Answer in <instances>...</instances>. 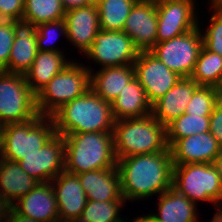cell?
Instances as JSON below:
<instances>
[{
  "mask_svg": "<svg viewBox=\"0 0 222 222\" xmlns=\"http://www.w3.org/2000/svg\"><path fill=\"white\" fill-rule=\"evenodd\" d=\"M117 170L126 202L149 199L172 187L173 160L170 148L153 154L119 158Z\"/></svg>",
  "mask_w": 222,
  "mask_h": 222,
  "instance_id": "1",
  "label": "cell"
},
{
  "mask_svg": "<svg viewBox=\"0 0 222 222\" xmlns=\"http://www.w3.org/2000/svg\"><path fill=\"white\" fill-rule=\"evenodd\" d=\"M57 134L61 136L113 132L111 103L100 98L91 88L82 96L67 102L52 116Z\"/></svg>",
  "mask_w": 222,
  "mask_h": 222,
  "instance_id": "2",
  "label": "cell"
},
{
  "mask_svg": "<svg viewBox=\"0 0 222 222\" xmlns=\"http://www.w3.org/2000/svg\"><path fill=\"white\" fill-rule=\"evenodd\" d=\"M65 171L81 174L117 168L113 132H88L64 136Z\"/></svg>",
  "mask_w": 222,
  "mask_h": 222,
  "instance_id": "3",
  "label": "cell"
},
{
  "mask_svg": "<svg viewBox=\"0 0 222 222\" xmlns=\"http://www.w3.org/2000/svg\"><path fill=\"white\" fill-rule=\"evenodd\" d=\"M117 159L166 151V127L151 114L142 118L116 120L113 127Z\"/></svg>",
  "mask_w": 222,
  "mask_h": 222,
  "instance_id": "4",
  "label": "cell"
},
{
  "mask_svg": "<svg viewBox=\"0 0 222 222\" xmlns=\"http://www.w3.org/2000/svg\"><path fill=\"white\" fill-rule=\"evenodd\" d=\"M56 134L52 117L38 114L20 123L1 127V158L10 161L37 153Z\"/></svg>",
  "mask_w": 222,
  "mask_h": 222,
  "instance_id": "5",
  "label": "cell"
},
{
  "mask_svg": "<svg viewBox=\"0 0 222 222\" xmlns=\"http://www.w3.org/2000/svg\"><path fill=\"white\" fill-rule=\"evenodd\" d=\"M84 65L72 61L36 94L40 115L51 117L67 102L84 95L91 88L90 72Z\"/></svg>",
  "mask_w": 222,
  "mask_h": 222,
  "instance_id": "6",
  "label": "cell"
},
{
  "mask_svg": "<svg viewBox=\"0 0 222 222\" xmlns=\"http://www.w3.org/2000/svg\"><path fill=\"white\" fill-rule=\"evenodd\" d=\"M172 187L190 201L213 203L222 195V183L213 164L173 165Z\"/></svg>",
  "mask_w": 222,
  "mask_h": 222,
  "instance_id": "7",
  "label": "cell"
},
{
  "mask_svg": "<svg viewBox=\"0 0 222 222\" xmlns=\"http://www.w3.org/2000/svg\"><path fill=\"white\" fill-rule=\"evenodd\" d=\"M36 95L22 74L0 71V127L37 116Z\"/></svg>",
  "mask_w": 222,
  "mask_h": 222,
  "instance_id": "8",
  "label": "cell"
},
{
  "mask_svg": "<svg viewBox=\"0 0 222 222\" xmlns=\"http://www.w3.org/2000/svg\"><path fill=\"white\" fill-rule=\"evenodd\" d=\"M202 47L203 36L198 25L183 35L156 43L150 52L180 77H191Z\"/></svg>",
  "mask_w": 222,
  "mask_h": 222,
  "instance_id": "9",
  "label": "cell"
},
{
  "mask_svg": "<svg viewBox=\"0 0 222 222\" xmlns=\"http://www.w3.org/2000/svg\"><path fill=\"white\" fill-rule=\"evenodd\" d=\"M139 53L134 41L124 31L100 30L84 55L104 68L133 64Z\"/></svg>",
  "mask_w": 222,
  "mask_h": 222,
  "instance_id": "10",
  "label": "cell"
},
{
  "mask_svg": "<svg viewBox=\"0 0 222 222\" xmlns=\"http://www.w3.org/2000/svg\"><path fill=\"white\" fill-rule=\"evenodd\" d=\"M196 0H164L156 2V43L183 35L199 25ZM197 13V14H196Z\"/></svg>",
  "mask_w": 222,
  "mask_h": 222,
  "instance_id": "11",
  "label": "cell"
},
{
  "mask_svg": "<svg viewBox=\"0 0 222 222\" xmlns=\"http://www.w3.org/2000/svg\"><path fill=\"white\" fill-rule=\"evenodd\" d=\"M133 67L135 78L144 88L151 104L163 97L182 78L150 51H140Z\"/></svg>",
  "mask_w": 222,
  "mask_h": 222,
  "instance_id": "12",
  "label": "cell"
},
{
  "mask_svg": "<svg viewBox=\"0 0 222 222\" xmlns=\"http://www.w3.org/2000/svg\"><path fill=\"white\" fill-rule=\"evenodd\" d=\"M21 169L38 182H50L65 171L64 136L55 134L43 147L18 161Z\"/></svg>",
  "mask_w": 222,
  "mask_h": 222,
  "instance_id": "13",
  "label": "cell"
},
{
  "mask_svg": "<svg viewBox=\"0 0 222 222\" xmlns=\"http://www.w3.org/2000/svg\"><path fill=\"white\" fill-rule=\"evenodd\" d=\"M123 31L134 41L140 51H150L156 44V2L138 0L132 7Z\"/></svg>",
  "mask_w": 222,
  "mask_h": 222,
  "instance_id": "14",
  "label": "cell"
},
{
  "mask_svg": "<svg viewBox=\"0 0 222 222\" xmlns=\"http://www.w3.org/2000/svg\"><path fill=\"white\" fill-rule=\"evenodd\" d=\"M64 20L66 22V39L79 50L78 52H83L84 55L101 30L97 6L89 5L67 11Z\"/></svg>",
  "mask_w": 222,
  "mask_h": 222,
  "instance_id": "15",
  "label": "cell"
},
{
  "mask_svg": "<svg viewBox=\"0 0 222 222\" xmlns=\"http://www.w3.org/2000/svg\"><path fill=\"white\" fill-rule=\"evenodd\" d=\"M13 33V45L4 72L25 75L38 51L36 25L24 19L14 20Z\"/></svg>",
  "mask_w": 222,
  "mask_h": 222,
  "instance_id": "16",
  "label": "cell"
},
{
  "mask_svg": "<svg viewBox=\"0 0 222 222\" xmlns=\"http://www.w3.org/2000/svg\"><path fill=\"white\" fill-rule=\"evenodd\" d=\"M20 215L40 222L59 220L55 191L50 182H39L27 195L12 205Z\"/></svg>",
  "mask_w": 222,
  "mask_h": 222,
  "instance_id": "17",
  "label": "cell"
},
{
  "mask_svg": "<svg viewBox=\"0 0 222 222\" xmlns=\"http://www.w3.org/2000/svg\"><path fill=\"white\" fill-rule=\"evenodd\" d=\"M221 149L222 147L210 131L179 139L170 148L173 165L212 164Z\"/></svg>",
  "mask_w": 222,
  "mask_h": 222,
  "instance_id": "18",
  "label": "cell"
},
{
  "mask_svg": "<svg viewBox=\"0 0 222 222\" xmlns=\"http://www.w3.org/2000/svg\"><path fill=\"white\" fill-rule=\"evenodd\" d=\"M51 184L55 191L59 219L78 220L87 202L78 176L64 171Z\"/></svg>",
  "mask_w": 222,
  "mask_h": 222,
  "instance_id": "19",
  "label": "cell"
},
{
  "mask_svg": "<svg viewBox=\"0 0 222 222\" xmlns=\"http://www.w3.org/2000/svg\"><path fill=\"white\" fill-rule=\"evenodd\" d=\"M198 87L190 77H182L163 97L152 104L151 115L166 127L185 113L186 106Z\"/></svg>",
  "mask_w": 222,
  "mask_h": 222,
  "instance_id": "20",
  "label": "cell"
},
{
  "mask_svg": "<svg viewBox=\"0 0 222 222\" xmlns=\"http://www.w3.org/2000/svg\"><path fill=\"white\" fill-rule=\"evenodd\" d=\"M90 72V87L104 101L111 103L135 77L133 64L104 67ZM93 69V70H92ZM95 72V73H94Z\"/></svg>",
  "mask_w": 222,
  "mask_h": 222,
  "instance_id": "21",
  "label": "cell"
},
{
  "mask_svg": "<svg viewBox=\"0 0 222 222\" xmlns=\"http://www.w3.org/2000/svg\"><path fill=\"white\" fill-rule=\"evenodd\" d=\"M76 175L86 193L87 200H125L122 196L117 168L99 169Z\"/></svg>",
  "mask_w": 222,
  "mask_h": 222,
  "instance_id": "22",
  "label": "cell"
},
{
  "mask_svg": "<svg viewBox=\"0 0 222 222\" xmlns=\"http://www.w3.org/2000/svg\"><path fill=\"white\" fill-rule=\"evenodd\" d=\"M157 213L146 216L153 222H198L195 202L179 193L173 187L158 196Z\"/></svg>",
  "mask_w": 222,
  "mask_h": 222,
  "instance_id": "23",
  "label": "cell"
},
{
  "mask_svg": "<svg viewBox=\"0 0 222 222\" xmlns=\"http://www.w3.org/2000/svg\"><path fill=\"white\" fill-rule=\"evenodd\" d=\"M114 120L126 118H142L152 112V104L148 101L144 88L134 79L111 102Z\"/></svg>",
  "mask_w": 222,
  "mask_h": 222,
  "instance_id": "24",
  "label": "cell"
},
{
  "mask_svg": "<svg viewBox=\"0 0 222 222\" xmlns=\"http://www.w3.org/2000/svg\"><path fill=\"white\" fill-rule=\"evenodd\" d=\"M72 61L66 59L64 52L37 51L33 64L24 75L31 91L36 95Z\"/></svg>",
  "mask_w": 222,
  "mask_h": 222,
  "instance_id": "25",
  "label": "cell"
},
{
  "mask_svg": "<svg viewBox=\"0 0 222 222\" xmlns=\"http://www.w3.org/2000/svg\"><path fill=\"white\" fill-rule=\"evenodd\" d=\"M39 182L16 161L0 157V195L11 205L27 195Z\"/></svg>",
  "mask_w": 222,
  "mask_h": 222,
  "instance_id": "26",
  "label": "cell"
},
{
  "mask_svg": "<svg viewBox=\"0 0 222 222\" xmlns=\"http://www.w3.org/2000/svg\"><path fill=\"white\" fill-rule=\"evenodd\" d=\"M190 78L199 86L219 88L222 85V56L203 46Z\"/></svg>",
  "mask_w": 222,
  "mask_h": 222,
  "instance_id": "27",
  "label": "cell"
},
{
  "mask_svg": "<svg viewBox=\"0 0 222 222\" xmlns=\"http://www.w3.org/2000/svg\"><path fill=\"white\" fill-rule=\"evenodd\" d=\"M138 0H102L98 5L100 29L123 31L126 19Z\"/></svg>",
  "mask_w": 222,
  "mask_h": 222,
  "instance_id": "28",
  "label": "cell"
},
{
  "mask_svg": "<svg viewBox=\"0 0 222 222\" xmlns=\"http://www.w3.org/2000/svg\"><path fill=\"white\" fill-rule=\"evenodd\" d=\"M210 116L184 113L166 126V142L171 148L179 139L209 132Z\"/></svg>",
  "mask_w": 222,
  "mask_h": 222,
  "instance_id": "29",
  "label": "cell"
},
{
  "mask_svg": "<svg viewBox=\"0 0 222 222\" xmlns=\"http://www.w3.org/2000/svg\"><path fill=\"white\" fill-rule=\"evenodd\" d=\"M61 0H25L22 19L34 25L64 19Z\"/></svg>",
  "mask_w": 222,
  "mask_h": 222,
  "instance_id": "30",
  "label": "cell"
},
{
  "mask_svg": "<svg viewBox=\"0 0 222 222\" xmlns=\"http://www.w3.org/2000/svg\"><path fill=\"white\" fill-rule=\"evenodd\" d=\"M126 200L93 201L87 200L78 222H118L121 208Z\"/></svg>",
  "mask_w": 222,
  "mask_h": 222,
  "instance_id": "31",
  "label": "cell"
},
{
  "mask_svg": "<svg viewBox=\"0 0 222 222\" xmlns=\"http://www.w3.org/2000/svg\"><path fill=\"white\" fill-rule=\"evenodd\" d=\"M213 13L207 29L200 28L203 36V46L215 54L222 56V5L217 0H208ZM204 31V32H203Z\"/></svg>",
  "mask_w": 222,
  "mask_h": 222,
  "instance_id": "32",
  "label": "cell"
},
{
  "mask_svg": "<svg viewBox=\"0 0 222 222\" xmlns=\"http://www.w3.org/2000/svg\"><path fill=\"white\" fill-rule=\"evenodd\" d=\"M219 103V89L212 86H199L186 106L185 113L210 116Z\"/></svg>",
  "mask_w": 222,
  "mask_h": 222,
  "instance_id": "33",
  "label": "cell"
},
{
  "mask_svg": "<svg viewBox=\"0 0 222 222\" xmlns=\"http://www.w3.org/2000/svg\"><path fill=\"white\" fill-rule=\"evenodd\" d=\"M66 33V22L64 19L38 24L36 26L37 50L62 52L59 50L60 48L52 46V44H55L61 35L66 39Z\"/></svg>",
  "mask_w": 222,
  "mask_h": 222,
  "instance_id": "34",
  "label": "cell"
},
{
  "mask_svg": "<svg viewBox=\"0 0 222 222\" xmlns=\"http://www.w3.org/2000/svg\"><path fill=\"white\" fill-rule=\"evenodd\" d=\"M13 40V21L0 20V71H4L8 65Z\"/></svg>",
  "mask_w": 222,
  "mask_h": 222,
  "instance_id": "35",
  "label": "cell"
},
{
  "mask_svg": "<svg viewBox=\"0 0 222 222\" xmlns=\"http://www.w3.org/2000/svg\"><path fill=\"white\" fill-rule=\"evenodd\" d=\"M25 0H0V20L22 19Z\"/></svg>",
  "mask_w": 222,
  "mask_h": 222,
  "instance_id": "36",
  "label": "cell"
},
{
  "mask_svg": "<svg viewBox=\"0 0 222 222\" xmlns=\"http://www.w3.org/2000/svg\"><path fill=\"white\" fill-rule=\"evenodd\" d=\"M209 131L222 147V104L220 102L210 115Z\"/></svg>",
  "mask_w": 222,
  "mask_h": 222,
  "instance_id": "37",
  "label": "cell"
},
{
  "mask_svg": "<svg viewBox=\"0 0 222 222\" xmlns=\"http://www.w3.org/2000/svg\"><path fill=\"white\" fill-rule=\"evenodd\" d=\"M65 12L88 6V0H61Z\"/></svg>",
  "mask_w": 222,
  "mask_h": 222,
  "instance_id": "38",
  "label": "cell"
},
{
  "mask_svg": "<svg viewBox=\"0 0 222 222\" xmlns=\"http://www.w3.org/2000/svg\"><path fill=\"white\" fill-rule=\"evenodd\" d=\"M12 209V205L0 195V219L7 216Z\"/></svg>",
  "mask_w": 222,
  "mask_h": 222,
  "instance_id": "39",
  "label": "cell"
},
{
  "mask_svg": "<svg viewBox=\"0 0 222 222\" xmlns=\"http://www.w3.org/2000/svg\"><path fill=\"white\" fill-rule=\"evenodd\" d=\"M12 222H40L28 217H24L20 214H18L13 208H12Z\"/></svg>",
  "mask_w": 222,
  "mask_h": 222,
  "instance_id": "40",
  "label": "cell"
},
{
  "mask_svg": "<svg viewBox=\"0 0 222 222\" xmlns=\"http://www.w3.org/2000/svg\"><path fill=\"white\" fill-rule=\"evenodd\" d=\"M212 164L214 165V167L218 171V174L220 176V180H221V183H222V149H221L220 153L217 155V157L215 158V160L213 161Z\"/></svg>",
  "mask_w": 222,
  "mask_h": 222,
  "instance_id": "41",
  "label": "cell"
},
{
  "mask_svg": "<svg viewBox=\"0 0 222 222\" xmlns=\"http://www.w3.org/2000/svg\"><path fill=\"white\" fill-rule=\"evenodd\" d=\"M216 206L213 216L222 220V195L215 201L214 207Z\"/></svg>",
  "mask_w": 222,
  "mask_h": 222,
  "instance_id": "42",
  "label": "cell"
},
{
  "mask_svg": "<svg viewBox=\"0 0 222 222\" xmlns=\"http://www.w3.org/2000/svg\"><path fill=\"white\" fill-rule=\"evenodd\" d=\"M136 222H153L151 219H149L146 215H140L136 218Z\"/></svg>",
  "mask_w": 222,
  "mask_h": 222,
  "instance_id": "43",
  "label": "cell"
},
{
  "mask_svg": "<svg viewBox=\"0 0 222 222\" xmlns=\"http://www.w3.org/2000/svg\"><path fill=\"white\" fill-rule=\"evenodd\" d=\"M0 222H12V209L7 216L0 219Z\"/></svg>",
  "mask_w": 222,
  "mask_h": 222,
  "instance_id": "44",
  "label": "cell"
},
{
  "mask_svg": "<svg viewBox=\"0 0 222 222\" xmlns=\"http://www.w3.org/2000/svg\"><path fill=\"white\" fill-rule=\"evenodd\" d=\"M102 0H88V6L94 5L97 6Z\"/></svg>",
  "mask_w": 222,
  "mask_h": 222,
  "instance_id": "45",
  "label": "cell"
},
{
  "mask_svg": "<svg viewBox=\"0 0 222 222\" xmlns=\"http://www.w3.org/2000/svg\"><path fill=\"white\" fill-rule=\"evenodd\" d=\"M218 89H219V102L222 104V85Z\"/></svg>",
  "mask_w": 222,
  "mask_h": 222,
  "instance_id": "46",
  "label": "cell"
},
{
  "mask_svg": "<svg viewBox=\"0 0 222 222\" xmlns=\"http://www.w3.org/2000/svg\"><path fill=\"white\" fill-rule=\"evenodd\" d=\"M133 218H134V219L132 220V222H136V218H137V217H133ZM127 219H128V218H126V221H125L124 218L122 217V219L119 220L118 222H131V220L128 221Z\"/></svg>",
  "mask_w": 222,
  "mask_h": 222,
  "instance_id": "47",
  "label": "cell"
},
{
  "mask_svg": "<svg viewBox=\"0 0 222 222\" xmlns=\"http://www.w3.org/2000/svg\"><path fill=\"white\" fill-rule=\"evenodd\" d=\"M198 222H199V221H198ZM209 222H222V220H221V219H218V218H216V217L214 216V217H212V220L209 221Z\"/></svg>",
  "mask_w": 222,
  "mask_h": 222,
  "instance_id": "48",
  "label": "cell"
},
{
  "mask_svg": "<svg viewBox=\"0 0 222 222\" xmlns=\"http://www.w3.org/2000/svg\"><path fill=\"white\" fill-rule=\"evenodd\" d=\"M56 222H78V221L77 220L71 221V220H61V219H59Z\"/></svg>",
  "mask_w": 222,
  "mask_h": 222,
  "instance_id": "49",
  "label": "cell"
},
{
  "mask_svg": "<svg viewBox=\"0 0 222 222\" xmlns=\"http://www.w3.org/2000/svg\"><path fill=\"white\" fill-rule=\"evenodd\" d=\"M0 157H1V127H0Z\"/></svg>",
  "mask_w": 222,
  "mask_h": 222,
  "instance_id": "50",
  "label": "cell"
},
{
  "mask_svg": "<svg viewBox=\"0 0 222 222\" xmlns=\"http://www.w3.org/2000/svg\"><path fill=\"white\" fill-rule=\"evenodd\" d=\"M150 1L161 2V1H164V0H150Z\"/></svg>",
  "mask_w": 222,
  "mask_h": 222,
  "instance_id": "51",
  "label": "cell"
}]
</instances>
